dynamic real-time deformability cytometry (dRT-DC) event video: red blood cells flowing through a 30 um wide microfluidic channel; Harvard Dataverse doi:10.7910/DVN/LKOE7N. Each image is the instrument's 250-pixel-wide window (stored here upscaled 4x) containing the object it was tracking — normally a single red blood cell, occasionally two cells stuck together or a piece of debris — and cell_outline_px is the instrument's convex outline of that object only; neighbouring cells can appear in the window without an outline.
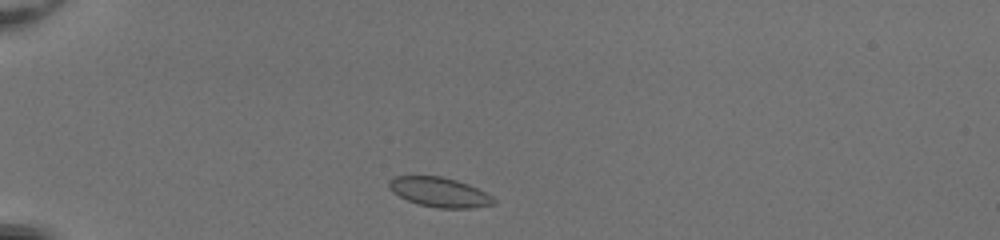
{"species": "common noctule bat (a hibernating species)", "species_latin": "Nyctalus noctula", "temperature_condition": "room temperature", "stored_images_in_passage": 38, "camera_frame_rate_fps": 3000, "um_per_image_px": 0.085, "animal": {"sex": "female", "body_mass_g": 20.0, "forearm_length_mm": 54.0}, "frame": {"image": 1, "passage_image": 2, "time_ms": 0.333, "image_size_px": [1000, 240], "cell_outline_px": [[496, 204], [472, 208], [436, 208], [420, 204], [408, 200], [392, 192], [388, 188], [388, 180], [396, 176], [440, 176], [456, 180], [468, 184], [492, 196], [496, 200]], "centroid_in_image_um": [37.35, 16.34], "position_along_channel_um": 47.7, "area_um2": 18.03}}
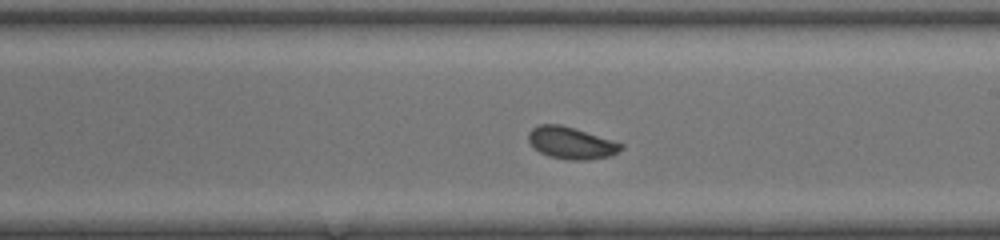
{"frame": {"image": 2, "passage_image": 19, "time_ms": 6.0, "image_size_px": [1000, 240], "cell_outline_px": [[624, 148], [612, 156], [588, 160], [568, 160], [548, 156], [540, 152], [528, 140], [528, 132], [532, 128], [540, 124], [560, 124], [612, 140], [624, 144]], "centroid_in_image_um": [48.57, 12.16], "position_along_channel_um": 240.4, "area_um2": 17.22}}
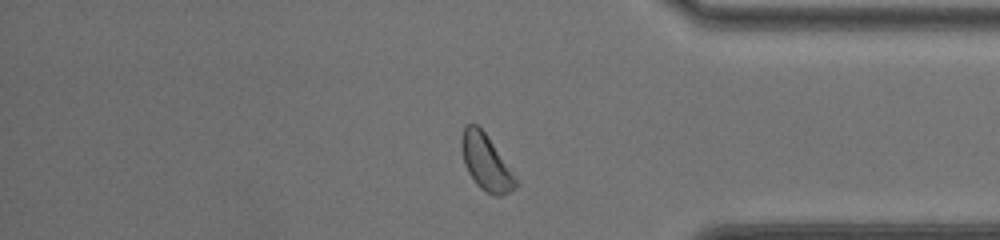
{"frame": {"image": 3, "passage_image": 31, "time_ms": 10.0, "image_size_px": [1000, 240], "cell_outline_px": [[520, 184], [516, 188], [500, 196], [492, 196], [480, 188], [476, 184], [468, 172], [464, 164], [460, 148], [460, 140], [464, 124], [476, 124], [484, 132], [520, 180]], "centroid_in_image_um": [41.32, 13.83], "position_along_channel_um": 393.9, "area_um2": 18.03}, "authors_computed_cell_mechanics": {"area_um2": 17.629, "velocity_mm_per_s": 4.0953, "shape_relaxation_time_tau1_ms": 2.1515, "shape_relaxation_time_tau2_ms": null, "deformation_change_tau1": 0.0807, "deformation_change_tau2": null}}